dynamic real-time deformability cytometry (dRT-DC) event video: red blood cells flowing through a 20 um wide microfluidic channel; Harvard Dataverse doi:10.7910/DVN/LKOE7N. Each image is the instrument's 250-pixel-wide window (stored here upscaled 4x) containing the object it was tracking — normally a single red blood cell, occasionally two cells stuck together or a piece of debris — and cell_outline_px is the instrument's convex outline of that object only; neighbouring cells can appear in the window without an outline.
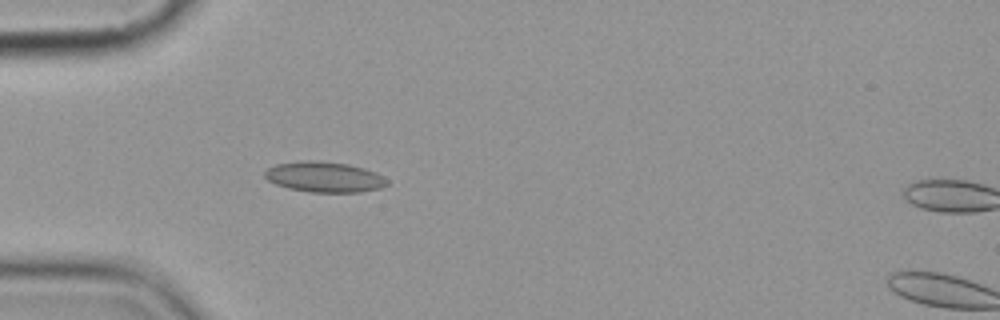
{"species": "common noctule bat (a hibernating species)", "species_latin": "Nyctalus noctula", "temperature_condition": "cold", "stored_images_in_passage": 4, "camera_frame_rate_fps": 3000, "um_per_image_px": 0.085, "animal": {"sex": "female", "body_mass_g": 19.9}, "frame": {"image": 1, "passage_image": 3, "time_ms": 2.333, "image_size_px": [1000, 320], "cell_outline_px": [[388, 184], [380, 188], [360, 192], [308, 192], [288, 188], [276, 184], [268, 180], [264, 176], [264, 172], [268, 168], [276, 164], [308, 160], [312, 160], [348, 164], [364, 168], [376, 172], [388, 180]], "centroid_in_image_um": [27.57, 15.05], "position_along_channel_um": 57.4, "area_um2": 21.68}}